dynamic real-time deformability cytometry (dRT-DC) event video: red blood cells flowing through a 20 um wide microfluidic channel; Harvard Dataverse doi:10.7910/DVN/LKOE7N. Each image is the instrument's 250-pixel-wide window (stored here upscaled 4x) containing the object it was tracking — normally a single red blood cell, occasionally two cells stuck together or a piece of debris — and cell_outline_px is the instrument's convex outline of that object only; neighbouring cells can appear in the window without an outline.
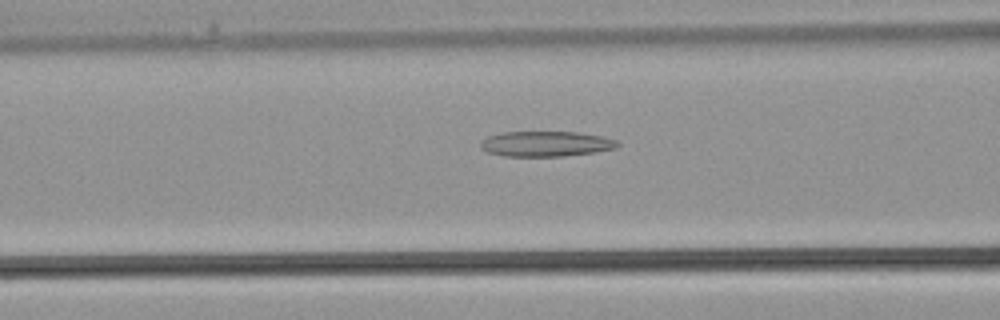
{"species": "common noctule bat (a hibernating species)", "species_latin": "Nyctalus noctula", "temperature_condition": "warm", "stored_images_in_passage": 32, "camera_frame_rate_fps": 3000, "um_per_image_px": 0.085, "animal": {"sex": "male", "body_mass_g": 21.5, "forearm_length_mm": 52.0}, "frame": {"image": 1, "passage_image": 13, "time_ms": 4.0, "image_size_px": [1000, 320], "cell_outline_px": [[620, 144], [616, 148], [592, 152], [564, 156], [504, 156], [488, 152], [480, 148], [480, 144], [488, 136], [504, 132], [576, 132], [604, 136], [616, 140]], "centroid_in_image_um": [46.41, 12.22], "position_along_channel_um": 120.2, "area_um2": 20.06}}
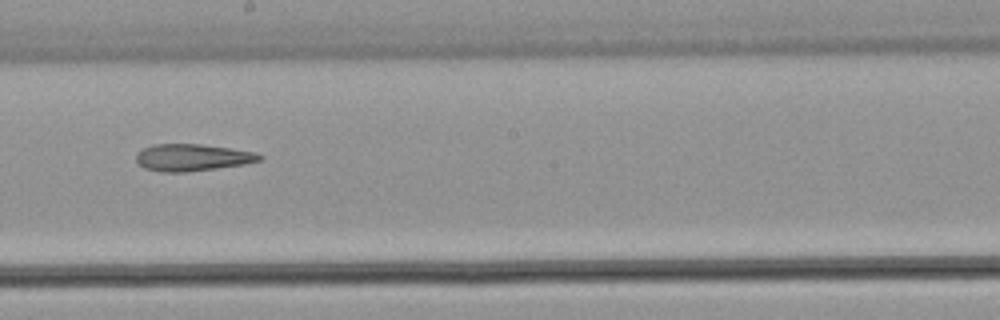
{"frame": {"image": 2, "passage_image": 19, "time_ms": 6.0, "image_size_px": [1000, 320], "cell_outline_px": [[264, 156], [260, 160], [244, 164], [216, 168], [184, 172], [164, 172], [144, 168], [136, 164], [136, 156], [144, 148], [152, 144], [200, 144], [256, 152]], "centroid_in_image_um": [16.33, 13.38], "position_along_channel_um": 231.9, "area_um2": 19.25}}
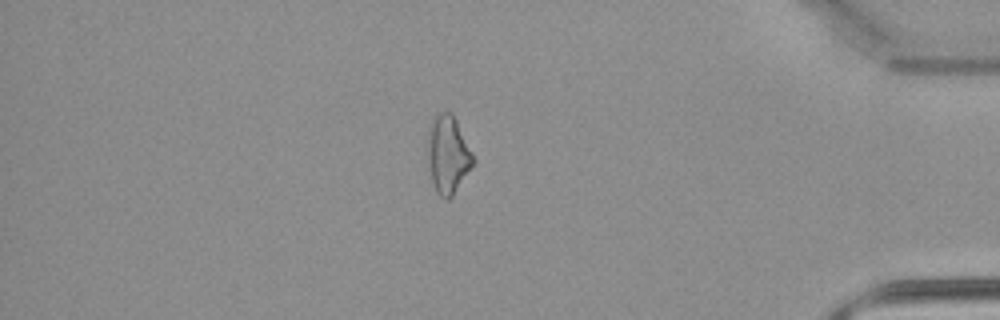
{"frame": {"image": 3, "passage_image": 30, "time_ms": 9.667, "image_size_px": [1000, 320], "cell_outline_px": [[476, 164], [452, 196], [448, 200], [444, 200], [436, 192], [432, 180], [428, 152], [428, 124], [436, 112], [452, 112], [476, 160]], "centroid_in_image_um": [38.1, 13.13], "position_along_channel_um": 397.1, "area_um2": 20.87}}